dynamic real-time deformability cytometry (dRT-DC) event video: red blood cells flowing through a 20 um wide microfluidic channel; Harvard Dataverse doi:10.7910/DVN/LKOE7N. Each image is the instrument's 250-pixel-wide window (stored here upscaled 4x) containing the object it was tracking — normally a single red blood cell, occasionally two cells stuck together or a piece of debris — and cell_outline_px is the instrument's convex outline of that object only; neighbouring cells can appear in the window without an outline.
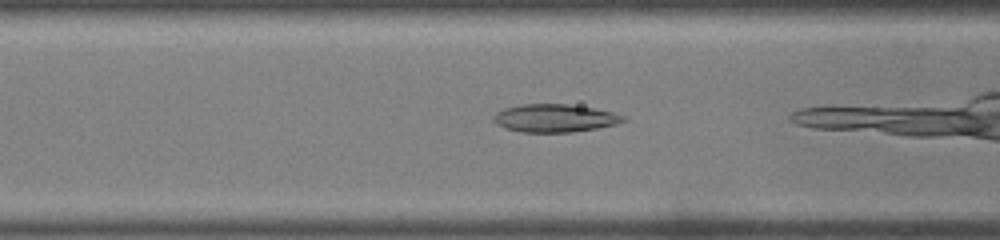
{"species": "common noctule bat (a hibernating species)", "species_latin": "Nyctalus noctula", "temperature_condition": "warm", "stored_images_in_passage": 32, "camera_frame_rate_fps": 3000, "um_per_image_px": 0.085, "animal": {"sex": "male", "body_mass_g": 19.0, "forearm_length_mm": 50.8}, "frame": {"image": 1, "passage_image": 14, "time_ms": 4.333, "image_size_px": [1000, 240], "cell_outline_px": [[628, 120], [616, 124], [596, 128], [572, 132], [524, 132], [504, 128], [496, 124], [492, 120], [492, 116], [496, 112], [504, 108], [520, 104], [568, 104], [592, 108], [612, 112], [624, 116]], "centroid_in_image_um": [47.11, 10.04], "position_along_channel_um": 119.5, "area_um2": 21.15}}
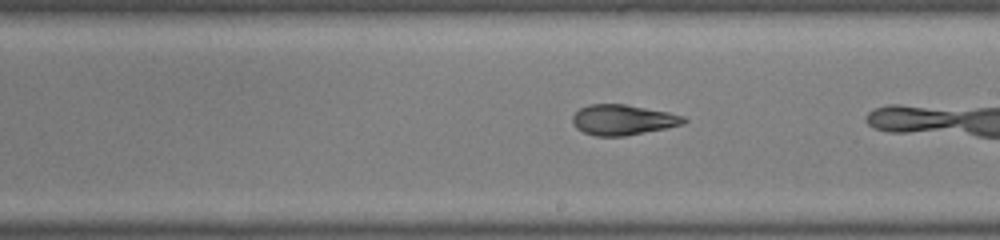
{"frame": {"image": 2, "passage_image": 23, "time_ms": 7.333, "image_size_px": [1000, 240], "cell_outline_px": [[688, 120], [684, 124], [624, 136], [596, 136], [584, 132], [576, 128], [572, 124], [572, 116], [580, 108], [588, 104], [624, 104], [668, 112], [684, 116]], "centroid_in_image_um": [52.92, 10.18], "position_along_channel_um": 236.1, "area_um2": 19.59}}
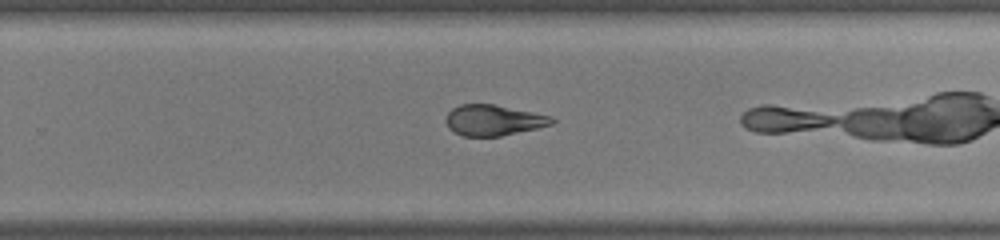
{"frame": {"image": 3, "passage_image": 27, "time_ms": 8.667, "image_size_px": [1000, 240], "cell_outline_px": [[556, 120], [552, 124], [536, 128], [500, 136], [464, 136], [448, 128], [444, 120], [448, 112], [452, 108], [460, 104], [492, 104], [552, 116]], "centroid_in_image_um": [41.91, 10.21], "position_along_channel_um": 287.9, "area_um2": 18.84}}